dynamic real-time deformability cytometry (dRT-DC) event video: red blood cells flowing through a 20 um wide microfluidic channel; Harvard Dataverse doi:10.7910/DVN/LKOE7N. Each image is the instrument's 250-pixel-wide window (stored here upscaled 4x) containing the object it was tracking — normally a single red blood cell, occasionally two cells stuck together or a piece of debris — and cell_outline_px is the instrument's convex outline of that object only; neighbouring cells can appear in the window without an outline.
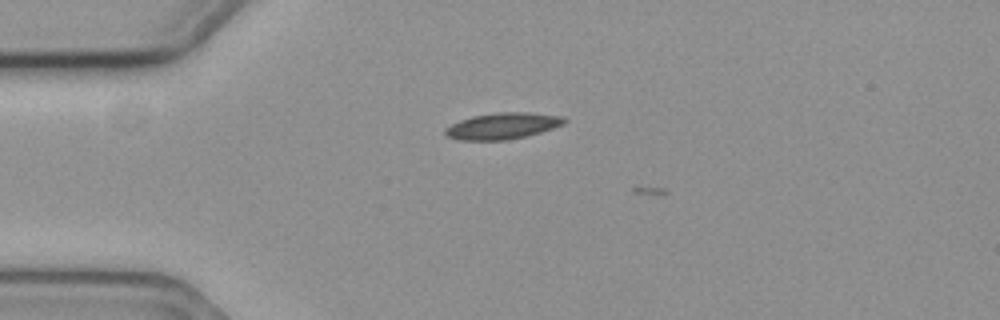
{"species": "common noctule bat (a hibernating species)", "species_latin": "Nyctalus noctula", "temperature_condition": "cold", "stored_images_in_passage": 6, "camera_frame_rate_fps": 3000, "um_per_image_px": 0.085, "animal": {"sex": "female", "body_mass_g": 19.3, "forearm_length_mm": 54.1}, "frame": {"image": 1, "passage_image": 5, "time_ms": 1.333, "image_size_px": [1000, 320], "cell_outline_px": [[568, 120], [564, 124], [540, 132], [508, 140], [456, 140], [444, 136], [444, 128], [460, 120], [472, 116], [496, 112], [532, 112], [560, 116]], "centroid_in_image_um": [42.67, 10.7], "position_along_channel_um": 42.3, "area_um2": 18.38}}